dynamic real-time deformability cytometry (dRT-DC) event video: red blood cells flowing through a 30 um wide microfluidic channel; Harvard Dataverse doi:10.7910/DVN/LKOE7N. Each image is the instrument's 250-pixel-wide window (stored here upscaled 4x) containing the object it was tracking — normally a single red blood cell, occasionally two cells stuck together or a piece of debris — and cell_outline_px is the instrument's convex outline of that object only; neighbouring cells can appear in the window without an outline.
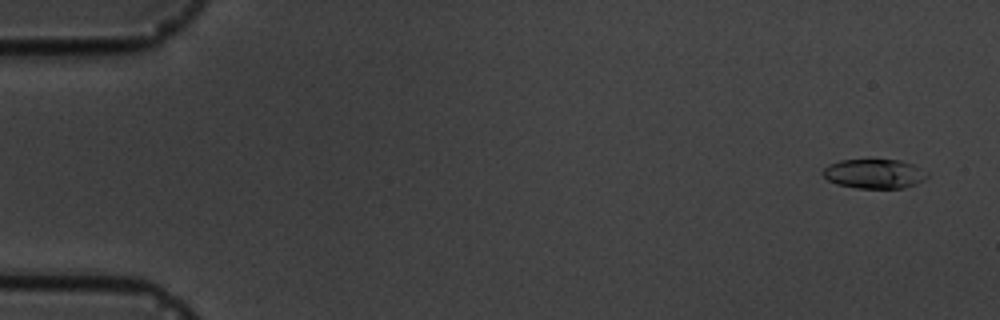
{"species": "common noctule bat (a hibernating species)", "species_latin": "Nyctalus noctula", "temperature_condition": "cold", "stored_images_in_passage": 6, "camera_frame_rate_fps": 3000, "um_per_image_px": 0.085, "animal": {"sex": "male", "body_mass_g": 19.5, "forearm_length_mm": 54.6}, "frame": {"image": 1, "passage_image": 1, "time_ms": 0.0, "image_size_px": [1000, 320], "cell_outline_px": [[928, 176], [924, 180], [916, 184], [904, 188], [856, 188], [836, 184], [828, 180], [820, 172], [828, 164], [840, 160], [900, 160], [912, 164], [928, 172]], "centroid_in_image_um": [74.3, 14.77], "position_along_channel_um": 10.7, "area_um2": 17.98}}